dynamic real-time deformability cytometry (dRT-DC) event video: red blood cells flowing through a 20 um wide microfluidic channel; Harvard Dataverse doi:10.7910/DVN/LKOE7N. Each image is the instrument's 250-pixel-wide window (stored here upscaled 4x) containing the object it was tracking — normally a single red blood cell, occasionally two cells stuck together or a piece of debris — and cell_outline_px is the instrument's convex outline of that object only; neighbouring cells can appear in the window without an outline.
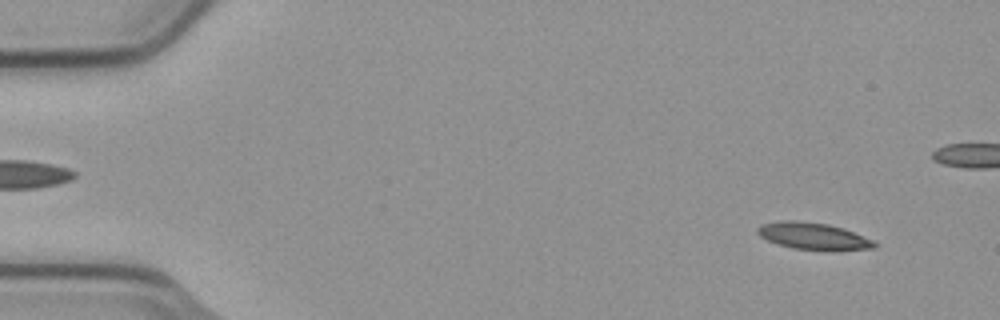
{"species": "common noctule bat (a hibernating species)", "species_latin": "Nyctalus noctula", "temperature_condition": "cold", "stored_images_in_passage": 54, "camera_frame_rate_fps": 3000, "um_per_image_px": 0.085, "animal": {"sex": "male", "body_mass_g": 23.1, "forearm_length_mm": 52.7}, "frame": {"image": 1, "passage_image": 3, "time_ms": 0.667, "image_size_px": [1000, 320], "cell_outline_px": [[876, 248], [792, 248], [768, 240], [760, 236], [756, 232], [756, 228], [764, 224], [780, 220], [796, 220], [828, 224], [844, 228], [872, 240], [876, 244]], "centroid_in_image_um": [69.04, 20.01], "position_along_channel_um": 16.0, "area_um2": 17.4}}
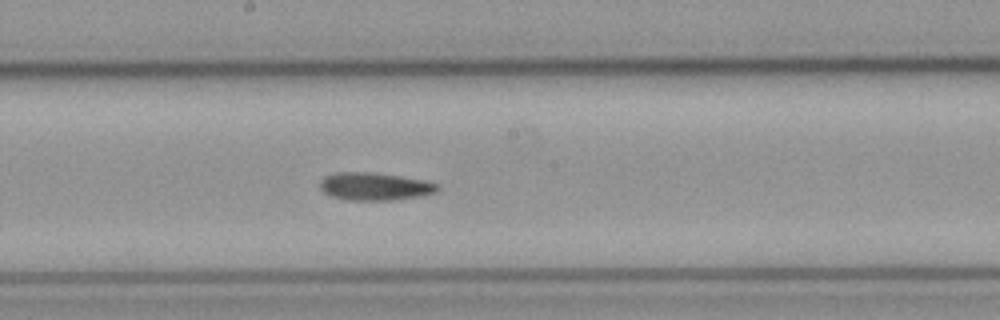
{"frame": {"image": 2, "passage_image": 28, "time_ms": 9.0, "image_size_px": [1000, 320], "cell_outline_px": [[440, 188], [436, 192], [424, 196], [392, 200], [344, 200], [332, 196], [324, 192], [320, 188], [320, 180], [324, 176], [336, 172], [368, 172], [400, 176], [424, 180], [436, 184]], "centroid_in_image_um": [31.84, 15.85], "position_along_channel_um": 216.4, "area_um2": 19.07}}
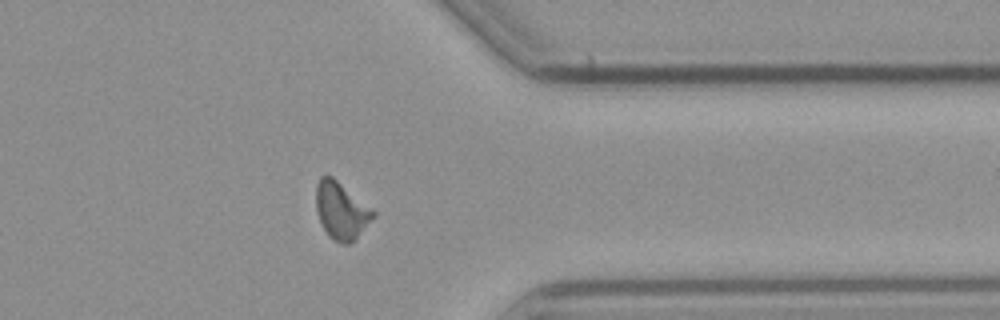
{"frame": {"image": 3, "passage_image": 42, "time_ms": 13.667, "image_size_px": [1000, 320], "cell_outline_px": [[376, 216], [356, 240], [348, 244], [344, 244], [332, 240], [328, 236], [320, 224], [316, 208], [316, 184], [320, 176], [332, 176], [376, 212]], "centroid_in_image_um": [29.01, 17.94], "position_along_channel_um": 382.4, "area_um2": 19.25}, "authors_computed_cell_mechanics": {"area_um2": 18.3226, "velocity_mm_per_s": 3.7728, "shape_relaxation_time_tau1_ms": null, "shape_relaxation_time_tau2_ms": 10.0345, "deformation_change_tau1": null, "deformation_change_tau2": 0.1927}}